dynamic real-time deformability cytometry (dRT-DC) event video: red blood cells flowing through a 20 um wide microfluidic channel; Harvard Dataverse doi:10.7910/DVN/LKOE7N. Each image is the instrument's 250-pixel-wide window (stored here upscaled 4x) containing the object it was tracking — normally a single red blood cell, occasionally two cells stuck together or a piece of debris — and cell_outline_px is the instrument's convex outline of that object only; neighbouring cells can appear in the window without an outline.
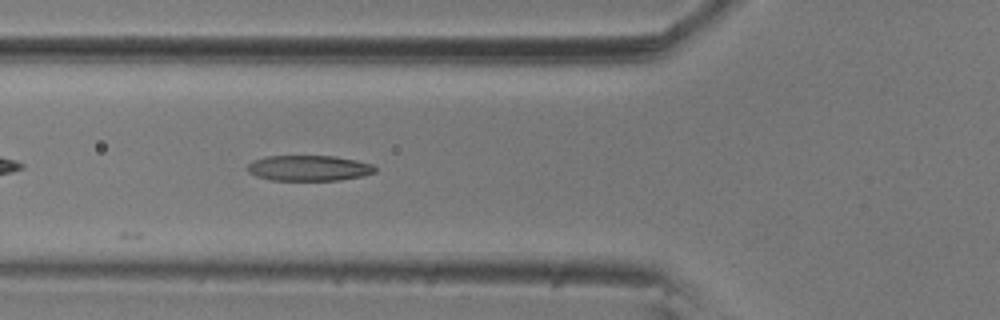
{"species": "common noctule bat (a hibernating species)", "species_latin": "Nyctalus noctula", "temperature_condition": "room temperature", "stored_images_in_passage": 4, "camera_frame_rate_fps": 3000, "um_per_image_px": 0.085, "animal": {"sex": "male", "body_mass_g": 20.5, "forearm_length_mm": 52.5}, "frame": {"image": 1, "passage_image": 4, "time_ms": 1.0, "image_size_px": [1000, 320], "cell_outline_px": [[376, 172], [360, 176], [340, 180], [272, 180], [256, 176], [248, 172], [248, 164], [252, 160], [264, 156], [332, 156], [356, 160], [372, 164], [376, 168]], "centroid_in_image_um": [26.23, 14.28], "position_along_channel_um": 99.6, "area_um2": 18.96}}